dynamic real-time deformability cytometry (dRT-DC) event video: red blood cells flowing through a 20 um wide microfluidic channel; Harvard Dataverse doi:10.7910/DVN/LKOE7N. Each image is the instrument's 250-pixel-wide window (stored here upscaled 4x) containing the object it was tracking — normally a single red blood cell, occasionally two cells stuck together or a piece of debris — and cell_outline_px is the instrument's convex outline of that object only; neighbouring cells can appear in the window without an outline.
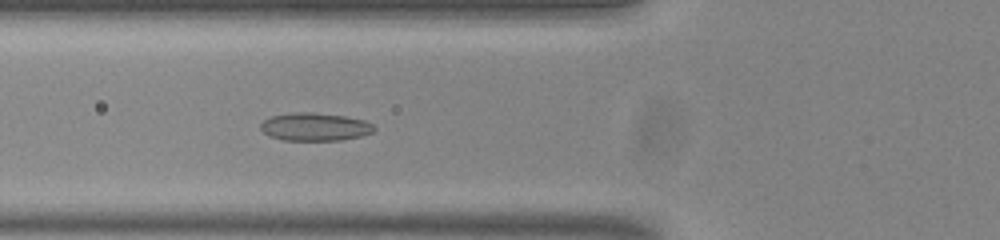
{"species": "common noctule bat (a hibernating species)", "species_latin": "Nyctalus noctula", "temperature_condition": "room temperature", "stored_images_in_passage": 41, "camera_frame_rate_fps": 3000, "um_per_image_px": 0.085, "animal": {"sex": "male", "body_mass_g": 20.0, "forearm_length_mm": 53.3}, "frame": {"image": 1, "passage_image": 10, "time_ms": 3.0, "image_size_px": [1000, 240], "cell_outline_px": [[376, 128], [372, 132], [360, 136], [340, 140], [284, 140], [268, 136], [260, 128], [260, 124], [264, 120], [272, 116], [292, 112], [312, 112], [344, 116], [364, 120], [372, 124]], "centroid_in_image_um": [26.74, 10.77], "position_along_channel_um": 99.1, "area_um2": 18.44}}
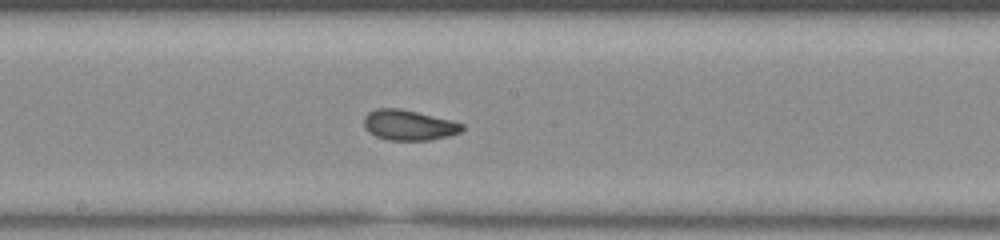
{"frame": {"image": 2, "passage_image": 19, "time_ms": 6.0, "image_size_px": [1000, 240], "cell_outline_px": [[464, 128], [460, 132], [448, 136], [428, 140], [388, 140], [376, 136], [368, 132], [364, 128], [364, 116], [368, 112], [376, 108], [400, 108], [452, 120], [464, 124]], "centroid_in_image_um": [34.73, 10.63], "position_along_channel_um": 213.5, "area_um2": 17.46}}
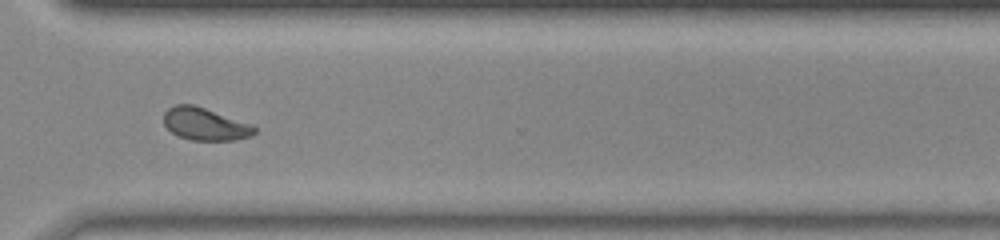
{"frame": {"image": 3, "passage_image": 30, "time_ms": 9.667, "image_size_px": [1000, 240], "cell_outline_px": [[256, 132], [252, 136], [236, 140], [192, 140], [180, 136], [172, 132], [164, 124], [164, 112], [168, 108], [176, 104], [192, 104], [252, 124], [256, 128]], "centroid_in_image_um": [17.44, 10.55], "position_along_channel_um": 353.2, "area_um2": 17.05}, "authors_computed_cell_mechanics": {"area_um2": 17.4556, "velocity_mm_per_s": 3.8075, "shape_relaxation_time_tau1_ms": 9.1899, "shape_relaxation_time_tau2_ms": 1.3141, "deformation_change_tau1": 0.1858, "deformation_change_tau2": 0.0626}}